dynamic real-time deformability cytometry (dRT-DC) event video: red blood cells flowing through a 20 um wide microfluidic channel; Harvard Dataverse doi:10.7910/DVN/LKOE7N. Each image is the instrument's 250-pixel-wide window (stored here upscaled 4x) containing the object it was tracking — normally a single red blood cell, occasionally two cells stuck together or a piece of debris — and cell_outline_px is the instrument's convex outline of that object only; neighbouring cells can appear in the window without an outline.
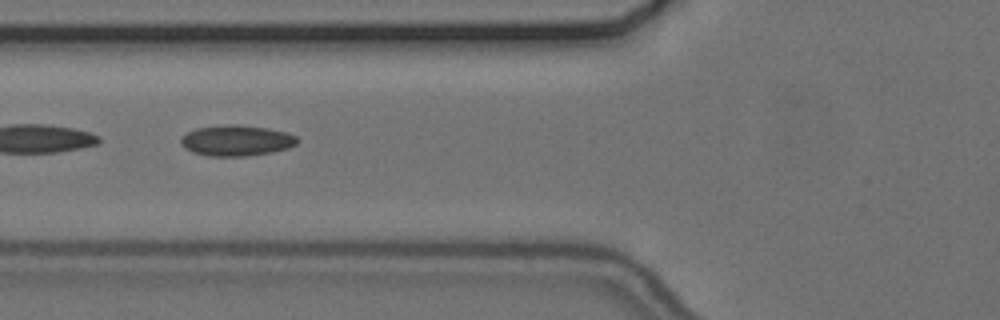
{"species": "common noctule bat (a hibernating species)", "species_latin": "Nyctalus noctula", "temperature_condition": "cold", "stored_images_in_passage": 52, "camera_frame_rate_fps": 3000, "um_per_image_px": 0.085, "animal": {"sex": "female", "body_mass_g": 24.6, "forearm_length_mm": 56.2}, "frame": {"image": 1, "passage_image": 18, "time_ms": 5.667, "image_size_px": [1000, 320], "cell_outline_px": [[300, 140], [296, 144], [288, 148], [272, 152], [248, 156], [208, 156], [192, 152], [184, 148], [180, 144], [180, 140], [188, 132], [196, 128], [228, 124], [240, 124], [268, 128], [288, 132], [296, 136]], "centroid_in_image_um": [20.12, 11.94], "position_along_channel_um": 105.7, "area_um2": 21.1}}
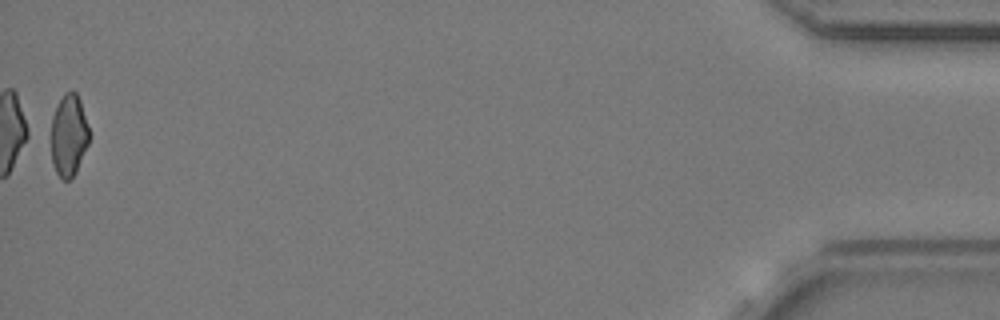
{"frame": {"image": 2, "passage_image": 52, "time_ms": 17.0, "image_size_px": [1000, 320], "cell_outline_px": [[88, 144], [76, 172], [68, 180], [60, 180], [52, 164], [52, 116], [64, 92], [72, 88], [76, 92], [80, 100], [88, 128]], "centroid_in_image_um": [5.84, 11.5], "position_along_channel_um": 429.4, "area_um2": 18.03}, "authors_computed_cell_mechanics": {"area_um2": 20.1722, "velocity_mm_per_s": 3.6934, "shape_relaxation_time_tau1_ms": null, "shape_relaxation_time_tau2_ms": 2.6827, "deformation_change_tau1": null, "deformation_change_tau2": 0.1017}}